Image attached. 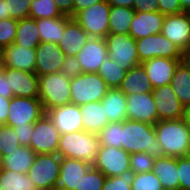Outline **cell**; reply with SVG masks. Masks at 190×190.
<instances>
[{"label": "cell", "mask_w": 190, "mask_h": 190, "mask_svg": "<svg viewBox=\"0 0 190 190\" xmlns=\"http://www.w3.org/2000/svg\"><path fill=\"white\" fill-rule=\"evenodd\" d=\"M121 148L132 154L146 152L154 158L164 156L154 125L126 119L121 122Z\"/></svg>", "instance_id": "obj_1"}, {"label": "cell", "mask_w": 190, "mask_h": 190, "mask_svg": "<svg viewBox=\"0 0 190 190\" xmlns=\"http://www.w3.org/2000/svg\"><path fill=\"white\" fill-rule=\"evenodd\" d=\"M154 130L164 156L180 158L190 154V128L184 118L157 121Z\"/></svg>", "instance_id": "obj_2"}, {"label": "cell", "mask_w": 190, "mask_h": 190, "mask_svg": "<svg viewBox=\"0 0 190 190\" xmlns=\"http://www.w3.org/2000/svg\"><path fill=\"white\" fill-rule=\"evenodd\" d=\"M99 147L98 134L82 130L60 135L57 153L62 158L78 159L93 165Z\"/></svg>", "instance_id": "obj_3"}, {"label": "cell", "mask_w": 190, "mask_h": 190, "mask_svg": "<svg viewBox=\"0 0 190 190\" xmlns=\"http://www.w3.org/2000/svg\"><path fill=\"white\" fill-rule=\"evenodd\" d=\"M39 100L45 113L55 107L71 104V78L61 72L38 76Z\"/></svg>", "instance_id": "obj_4"}, {"label": "cell", "mask_w": 190, "mask_h": 190, "mask_svg": "<svg viewBox=\"0 0 190 190\" xmlns=\"http://www.w3.org/2000/svg\"><path fill=\"white\" fill-rule=\"evenodd\" d=\"M109 89L98 73H82L71 78V104L80 106L101 101Z\"/></svg>", "instance_id": "obj_5"}, {"label": "cell", "mask_w": 190, "mask_h": 190, "mask_svg": "<svg viewBox=\"0 0 190 190\" xmlns=\"http://www.w3.org/2000/svg\"><path fill=\"white\" fill-rule=\"evenodd\" d=\"M62 157L58 153L37 154L27 172L38 190L56 189Z\"/></svg>", "instance_id": "obj_6"}, {"label": "cell", "mask_w": 190, "mask_h": 190, "mask_svg": "<svg viewBox=\"0 0 190 190\" xmlns=\"http://www.w3.org/2000/svg\"><path fill=\"white\" fill-rule=\"evenodd\" d=\"M108 57L126 71L141 64L138 57L136 40L130 34H112L105 37Z\"/></svg>", "instance_id": "obj_7"}, {"label": "cell", "mask_w": 190, "mask_h": 190, "mask_svg": "<svg viewBox=\"0 0 190 190\" xmlns=\"http://www.w3.org/2000/svg\"><path fill=\"white\" fill-rule=\"evenodd\" d=\"M110 6L104 0L79 11L73 18L90 37L105 38L109 34Z\"/></svg>", "instance_id": "obj_8"}, {"label": "cell", "mask_w": 190, "mask_h": 190, "mask_svg": "<svg viewBox=\"0 0 190 190\" xmlns=\"http://www.w3.org/2000/svg\"><path fill=\"white\" fill-rule=\"evenodd\" d=\"M140 63L152 58L183 60L184 53L164 35L156 34L136 40Z\"/></svg>", "instance_id": "obj_9"}, {"label": "cell", "mask_w": 190, "mask_h": 190, "mask_svg": "<svg viewBox=\"0 0 190 190\" xmlns=\"http://www.w3.org/2000/svg\"><path fill=\"white\" fill-rule=\"evenodd\" d=\"M45 114L39 98L12 97L9 104L6 125L11 127L35 123Z\"/></svg>", "instance_id": "obj_10"}, {"label": "cell", "mask_w": 190, "mask_h": 190, "mask_svg": "<svg viewBox=\"0 0 190 190\" xmlns=\"http://www.w3.org/2000/svg\"><path fill=\"white\" fill-rule=\"evenodd\" d=\"M60 133L45 113L33 126L30 148L36 154L57 153Z\"/></svg>", "instance_id": "obj_11"}, {"label": "cell", "mask_w": 190, "mask_h": 190, "mask_svg": "<svg viewBox=\"0 0 190 190\" xmlns=\"http://www.w3.org/2000/svg\"><path fill=\"white\" fill-rule=\"evenodd\" d=\"M130 156L123 148L100 146L93 166L106 177H117L131 169Z\"/></svg>", "instance_id": "obj_12"}, {"label": "cell", "mask_w": 190, "mask_h": 190, "mask_svg": "<svg viewBox=\"0 0 190 190\" xmlns=\"http://www.w3.org/2000/svg\"><path fill=\"white\" fill-rule=\"evenodd\" d=\"M151 93L155 102L158 121L184 118L185 107L177 98L170 84L154 88Z\"/></svg>", "instance_id": "obj_13"}, {"label": "cell", "mask_w": 190, "mask_h": 190, "mask_svg": "<svg viewBox=\"0 0 190 190\" xmlns=\"http://www.w3.org/2000/svg\"><path fill=\"white\" fill-rule=\"evenodd\" d=\"M161 34L185 54L190 47V18L187 12L165 15Z\"/></svg>", "instance_id": "obj_14"}, {"label": "cell", "mask_w": 190, "mask_h": 190, "mask_svg": "<svg viewBox=\"0 0 190 190\" xmlns=\"http://www.w3.org/2000/svg\"><path fill=\"white\" fill-rule=\"evenodd\" d=\"M35 51V74L37 76L61 72V68L66 56L60 50L58 44L52 42H41L35 48Z\"/></svg>", "instance_id": "obj_15"}, {"label": "cell", "mask_w": 190, "mask_h": 190, "mask_svg": "<svg viewBox=\"0 0 190 190\" xmlns=\"http://www.w3.org/2000/svg\"><path fill=\"white\" fill-rule=\"evenodd\" d=\"M76 58L83 73H97L101 64L108 58L105 38L90 37Z\"/></svg>", "instance_id": "obj_16"}, {"label": "cell", "mask_w": 190, "mask_h": 190, "mask_svg": "<svg viewBox=\"0 0 190 190\" xmlns=\"http://www.w3.org/2000/svg\"><path fill=\"white\" fill-rule=\"evenodd\" d=\"M126 101L127 119L152 125L158 121L152 93L127 95Z\"/></svg>", "instance_id": "obj_17"}, {"label": "cell", "mask_w": 190, "mask_h": 190, "mask_svg": "<svg viewBox=\"0 0 190 190\" xmlns=\"http://www.w3.org/2000/svg\"><path fill=\"white\" fill-rule=\"evenodd\" d=\"M4 73L9 84V89H12L13 97H39V80L35 73L10 67H6Z\"/></svg>", "instance_id": "obj_18"}, {"label": "cell", "mask_w": 190, "mask_h": 190, "mask_svg": "<svg viewBox=\"0 0 190 190\" xmlns=\"http://www.w3.org/2000/svg\"><path fill=\"white\" fill-rule=\"evenodd\" d=\"M61 135L83 130L81 111L78 105L67 104L46 112Z\"/></svg>", "instance_id": "obj_19"}, {"label": "cell", "mask_w": 190, "mask_h": 190, "mask_svg": "<svg viewBox=\"0 0 190 190\" xmlns=\"http://www.w3.org/2000/svg\"><path fill=\"white\" fill-rule=\"evenodd\" d=\"M93 165L78 159L62 158L56 188L75 190Z\"/></svg>", "instance_id": "obj_20"}, {"label": "cell", "mask_w": 190, "mask_h": 190, "mask_svg": "<svg viewBox=\"0 0 190 190\" xmlns=\"http://www.w3.org/2000/svg\"><path fill=\"white\" fill-rule=\"evenodd\" d=\"M165 15L161 12H136L130 24L129 34L135 40L160 34Z\"/></svg>", "instance_id": "obj_21"}, {"label": "cell", "mask_w": 190, "mask_h": 190, "mask_svg": "<svg viewBox=\"0 0 190 190\" xmlns=\"http://www.w3.org/2000/svg\"><path fill=\"white\" fill-rule=\"evenodd\" d=\"M182 60L171 58H152L141 63L152 83L153 88L169 85L173 78L174 70Z\"/></svg>", "instance_id": "obj_22"}, {"label": "cell", "mask_w": 190, "mask_h": 190, "mask_svg": "<svg viewBox=\"0 0 190 190\" xmlns=\"http://www.w3.org/2000/svg\"><path fill=\"white\" fill-rule=\"evenodd\" d=\"M1 52L4 57L6 67L35 73V49H28L15 43H12L11 45L4 47L1 50Z\"/></svg>", "instance_id": "obj_23"}, {"label": "cell", "mask_w": 190, "mask_h": 190, "mask_svg": "<svg viewBox=\"0 0 190 190\" xmlns=\"http://www.w3.org/2000/svg\"><path fill=\"white\" fill-rule=\"evenodd\" d=\"M89 38L90 36L74 18H70L65 24L58 46L65 56H76Z\"/></svg>", "instance_id": "obj_24"}, {"label": "cell", "mask_w": 190, "mask_h": 190, "mask_svg": "<svg viewBox=\"0 0 190 190\" xmlns=\"http://www.w3.org/2000/svg\"><path fill=\"white\" fill-rule=\"evenodd\" d=\"M118 89L127 96L132 94L151 93L154 88L143 65L139 64L126 71L125 77Z\"/></svg>", "instance_id": "obj_25"}, {"label": "cell", "mask_w": 190, "mask_h": 190, "mask_svg": "<svg viewBox=\"0 0 190 190\" xmlns=\"http://www.w3.org/2000/svg\"><path fill=\"white\" fill-rule=\"evenodd\" d=\"M79 108L83 121V130L99 134L109 123L101 101L82 104Z\"/></svg>", "instance_id": "obj_26"}, {"label": "cell", "mask_w": 190, "mask_h": 190, "mask_svg": "<svg viewBox=\"0 0 190 190\" xmlns=\"http://www.w3.org/2000/svg\"><path fill=\"white\" fill-rule=\"evenodd\" d=\"M152 172L159 178L164 190H179L177 158L170 156L155 158Z\"/></svg>", "instance_id": "obj_27"}, {"label": "cell", "mask_w": 190, "mask_h": 190, "mask_svg": "<svg viewBox=\"0 0 190 190\" xmlns=\"http://www.w3.org/2000/svg\"><path fill=\"white\" fill-rule=\"evenodd\" d=\"M170 85L181 104L190 105V59H183L174 70Z\"/></svg>", "instance_id": "obj_28"}, {"label": "cell", "mask_w": 190, "mask_h": 190, "mask_svg": "<svg viewBox=\"0 0 190 190\" xmlns=\"http://www.w3.org/2000/svg\"><path fill=\"white\" fill-rule=\"evenodd\" d=\"M101 103L109 122H123L127 119L126 95L119 89H109Z\"/></svg>", "instance_id": "obj_29"}, {"label": "cell", "mask_w": 190, "mask_h": 190, "mask_svg": "<svg viewBox=\"0 0 190 190\" xmlns=\"http://www.w3.org/2000/svg\"><path fill=\"white\" fill-rule=\"evenodd\" d=\"M36 155L30 147L20 146L3 157L2 169L25 174L33 165Z\"/></svg>", "instance_id": "obj_30"}, {"label": "cell", "mask_w": 190, "mask_h": 190, "mask_svg": "<svg viewBox=\"0 0 190 190\" xmlns=\"http://www.w3.org/2000/svg\"><path fill=\"white\" fill-rule=\"evenodd\" d=\"M14 43L28 49H35L41 43L36 19L29 17L17 21Z\"/></svg>", "instance_id": "obj_31"}, {"label": "cell", "mask_w": 190, "mask_h": 190, "mask_svg": "<svg viewBox=\"0 0 190 190\" xmlns=\"http://www.w3.org/2000/svg\"><path fill=\"white\" fill-rule=\"evenodd\" d=\"M70 18L69 16L63 15L58 18L37 19L41 42L58 44L63 36L65 24Z\"/></svg>", "instance_id": "obj_32"}, {"label": "cell", "mask_w": 190, "mask_h": 190, "mask_svg": "<svg viewBox=\"0 0 190 190\" xmlns=\"http://www.w3.org/2000/svg\"><path fill=\"white\" fill-rule=\"evenodd\" d=\"M135 13L133 8L110 6L109 33L129 34L130 24Z\"/></svg>", "instance_id": "obj_33"}, {"label": "cell", "mask_w": 190, "mask_h": 190, "mask_svg": "<svg viewBox=\"0 0 190 190\" xmlns=\"http://www.w3.org/2000/svg\"><path fill=\"white\" fill-rule=\"evenodd\" d=\"M0 190H38L35 183L27 173L22 174L16 171L0 170Z\"/></svg>", "instance_id": "obj_34"}, {"label": "cell", "mask_w": 190, "mask_h": 190, "mask_svg": "<svg viewBox=\"0 0 190 190\" xmlns=\"http://www.w3.org/2000/svg\"><path fill=\"white\" fill-rule=\"evenodd\" d=\"M110 89H118L125 77L126 70L118 67L109 57L101 64L98 72Z\"/></svg>", "instance_id": "obj_35"}, {"label": "cell", "mask_w": 190, "mask_h": 190, "mask_svg": "<svg viewBox=\"0 0 190 190\" xmlns=\"http://www.w3.org/2000/svg\"><path fill=\"white\" fill-rule=\"evenodd\" d=\"M63 16L55 0H32L29 17L33 19L58 18Z\"/></svg>", "instance_id": "obj_36"}, {"label": "cell", "mask_w": 190, "mask_h": 190, "mask_svg": "<svg viewBox=\"0 0 190 190\" xmlns=\"http://www.w3.org/2000/svg\"><path fill=\"white\" fill-rule=\"evenodd\" d=\"M98 137L100 146L121 148V122H109Z\"/></svg>", "instance_id": "obj_37"}, {"label": "cell", "mask_w": 190, "mask_h": 190, "mask_svg": "<svg viewBox=\"0 0 190 190\" xmlns=\"http://www.w3.org/2000/svg\"><path fill=\"white\" fill-rule=\"evenodd\" d=\"M20 146L17 133L13 127L6 124L0 125V152L2 156L4 157Z\"/></svg>", "instance_id": "obj_38"}, {"label": "cell", "mask_w": 190, "mask_h": 190, "mask_svg": "<svg viewBox=\"0 0 190 190\" xmlns=\"http://www.w3.org/2000/svg\"><path fill=\"white\" fill-rule=\"evenodd\" d=\"M132 190H164L159 178L152 172L135 174Z\"/></svg>", "instance_id": "obj_39"}, {"label": "cell", "mask_w": 190, "mask_h": 190, "mask_svg": "<svg viewBox=\"0 0 190 190\" xmlns=\"http://www.w3.org/2000/svg\"><path fill=\"white\" fill-rule=\"evenodd\" d=\"M106 176L92 166L75 190H103Z\"/></svg>", "instance_id": "obj_40"}, {"label": "cell", "mask_w": 190, "mask_h": 190, "mask_svg": "<svg viewBox=\"0 0 190 190\" xmlns=\"http://www.w3.org/2000/svg\"><path fill=\"white\" fill-rule=\"evenodd\" d=\"M155 158L146 152L132 153L130 168L134 174L150 172L154 168Z\"/></svg>", "instance_id": "obj_41"}, {"label": "cell", "mask_w": 190, "mask_h": 190, "mask_svg": "<svg viewBox=\"0 0 190 190\" xmlns=\"http://www.w3.org/2000/svg\"><path fill=\"white\" fill-rule=\"evenodd\" d=\"M135 174L130 169L117 177H106L103 190H132Z\"/></svg>", "instance_id": "obj_42"}, {"label": "cell", "mask_w": 190, "mask_h": 190, "mask_svg": "<svg viewBox=\"0 0 190 190\" xmlns=\"http://www.w3.org/2000/svg\"><path fill=\"white\" fill-rule=\"evenodd\" d=\"M17 31V20L12 18L0 20V51L14 43Z\"/></svg>", "instance_id": "obj_43"}, {"label": "cell", "mask_w": 190, "mask_h": 190, "mask_svg": "<svg viewBox=\"0 0 190 190\" xmlns=\"http://www.w3.org/2000/svg\"><path fill=\"white\" fill-rule=\"evenodd\" d=\"M7 3V14L14 20L29 18L32 0H5Z\"/></svg>", "instance_id": "obj_44"}, {"label": "cell", "mask_w": 190, "mask_h": 190, "mask_svg": "<svg viewBox=\"0 0 190 190\" xmlns=\"http://www.w3.org/2000/svg\"><path fill=\"white\" fill-rule=\"evenodd\" d=\"M179 190H190V155L177 158Z\"/></svg>", "instance_id": "obj_45"}, {"label": "cell", "mask_w": 190, "mask_h": 190, "mask_svg": "<svg viewBox=\"0 0 190 190\" xmlns=\"http://www.w3.org/2000/svg\"><path fill=\"white\" fill-rule=\"evenodd\" d=\"M61 73L64 75L73 78L78 75H81L82 68L80 63L77 61L76 56H66L65 60L63 62L62 68H61Z\"/></svg>", "instance_id": "obj_46"}, {"label": "cell", "mask_w": 190, "mask_h": 190, "mask_svg": "<svg viewBox=\"0 0 190 190\" xmlns=\"http://www.w3.org/2000/svg\"><path fill=\"white\" fill-rule=\"evenodd\" d=\"M34 123H26L23 126H14L13 129L17 133V137L21 146H30Z\"/></svg>", "instance_id": "obj_47"}, {"label": "cell", "mask_w": 190, "mask_h": 190, "mask_svg": "<svg viewBox=\"0 0 190 190\" xmlns=\"http://www.w3.org/2000/svg\"><path fill=\"white\" fill-rule=\"evenodd\" d=\"M158 10L164 15L179 14L182 12L179 0H159Z\"/></svg>", "instance_id": "obj_48"}, {"label": "cell", "mask_w": 190, "mask_h": 190, "mask_svg": "<svg viewBox=\"0 0 190 190\" xmlns=\"http://www.w3.org/2000/svg\"><path fill=\"white\" fill-rule=\"evenodd\" d=\"M159 0H134L135 12H157Z\"/></svg>", "instance_id": "obj_49"}, {"label": "cell", "mask_w": 190, "mask_h": 190, "mask_svg": "<svg viewBox=\"0 0 190 190\" xmlns=\"http://www.w3.org/2000/svg\"><path fill=\"white\" fill-rule=\"evenodd\" d=\"M62 15L73 18L74 0H55Z\"/></svg>", "instance_id": "obj_50"}, {"label": "cell", "mask_w": 190, "mask_h": 190, "mask_svg": "<svg viewBox=\"0 0 190 190\" xmlns=\"http://www.w3.org/2000/svg\"><path fill=\"white\" fill-rule=\"evenodd\" d=\"M104 0H74L73 17L79 12Z\"/></svg>", "instance_id": "obj_51"}, {"label": "cell", "mask_w": 190, "mask_h": 190, "mask_svg": "<svg viewBox=\"0 0 190 190\" xmlns=\"http://www.w3.org/2000/svg\"><path fill=\"white\" fill-rule=\"evenodd\" d=\"M10 100L0 96V125L6 124Z\"/></svg>", "instance_id": "obj_52"}, {"label": "cell", "mask_w": 190, "mask_h": 190, "mask_svg": "<svg viewBox=\"0 0 190 190\" xmlns=\"http://www.w3.org/2000/svg\"><path fill=\"white\" fill-rule=\"evenodd\" d=\"M0 96L5 98L13 97L12 89H9L5 73L0 75Z\"/></svg>", "instance_id": "obj_53"}, {"label": "cell", "mask_w": 190, "mask_h": 190, "mask_svg": "<svg viewBox=\"0 0 190 190\" xmlns=\"http://www.w3.org/2000/svg\"><path fill=\"white\" fill-rule=\"evenodd\" d=\"M111 6L133 8L134 0H106Z\"/></svg>", "instance_id": "obj_54"}, {"label": "cell", "mask_w": 190, "mask_h": 190, "mask_svg": "<svg viewBox=\"0 0 190 190\" xmlns=\"http://www.w3.org/2000/svg\"><path fill=\"white\" fill-rule=\"evenodd\" d=\"M10 18V14H7V3L5 0H0V20Z\"/></svg>", "instance_id": "obj_55"}, {"label": "cell", "mask_w": 190, "mask_h": 190, "mask_svg": "<svg viewBox=\"0 0 190 190\" xmlns=\"http://www.w3.org/2000/svg\"><path fill=\"white\" fill-rule=\"evenodd\" d=\"M181 4L182 12H188L190 10V0H179Z\"/></svg>", "instance_id": "obj_56"}, {"label": "cell", "mask_w": 190, "mask_h": 190, "mask_svg": "<svg viewBox=\"0 0 190 190\" xmlns=\"http://www.w3.org/2000/svg\"><path fill=\"white\" fill-rule=\"evenodd\" d=\"M184 120L186 121L188 127L190 128V105L185 107Z\"/></svg>", "instance_id": "obj_57"}, {"label": "cell", "mask_w": 190, "mask_h": 190, "mask_svg": "<svg viewBox=\"0 0 190 190\" xmlns=\"http://www.w3.org/2000/svg\"><path fill=\"white\" fill-rule=\"evenodd\" d=\"M5 69H6V63L4 61L2 52L0 51V75L4 73Z\"/></svg>", "instance_id": "obj_58"}, {"label": "cell", "mask_w": 190, "mask_h": 190, "mask_svg": "<svg viewBox=\"0 0 190 190\" xmlns=\"http://www.w3.org/2000/svg\"><path fill=\"white\" fill-rule=\"evenodd\" d=\"M184 59H190V47L184 54Z\"/></svg>", "instance_id": "obj_59"}, {"label": "cell", "mask_w": 190, "mask_h": 190, "mask_svg": "<svg viewBox=\"0 0 190 190\" xmlns=\"http://www.w3.org/2000/svg\"><path fill=\"white\" fill-rule=\"evenodd\" d=\"M2 165H3V156L2 153L0 152V170L2 169Z\"/></svg>", "instance_id": "obj_60"}]
</instances>
